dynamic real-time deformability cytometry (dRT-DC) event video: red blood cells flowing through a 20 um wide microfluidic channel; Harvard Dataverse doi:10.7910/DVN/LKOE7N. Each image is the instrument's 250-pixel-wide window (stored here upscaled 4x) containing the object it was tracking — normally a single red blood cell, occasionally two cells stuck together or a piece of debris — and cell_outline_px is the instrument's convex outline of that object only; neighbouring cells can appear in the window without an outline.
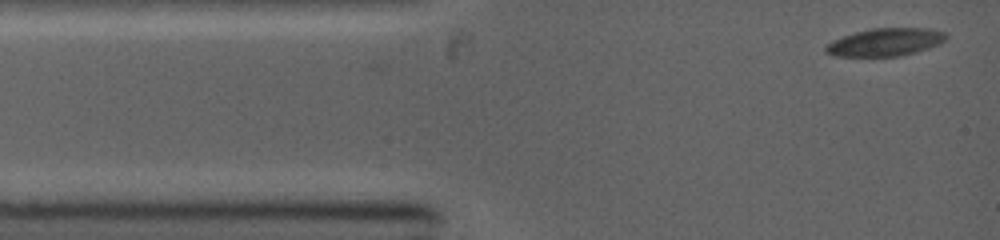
{"species": "common noctule bat (a hibernating species)", "species_latin": "Nyctalus noctula", "temperature_condition": "warm", "stored_images_in_passage": 5, "camera_frame_rate_fps": 5000, "um_per_image_px": 0.085, "animal": {"sex": "female", "body_mass_g": 19.0, "forearm_length_mm": 53.3}, "frame": {"image": 1, "passage_image": 1, "time_ms": 0.0, "image_size_px": [1000, 240], "cell_outline_px": [[948, 36], [944, 40], [928, 48], [916, 52], [900, 56], [836, 56], [824, 52], [824, 48], [832, 40], [856, 32], [872, 28], [932, 28], [944, 32]], "centroid_in_image_um": [75.24, 3.58], "position_along_channel_um": 9.8, "area_um2": 19.36}}
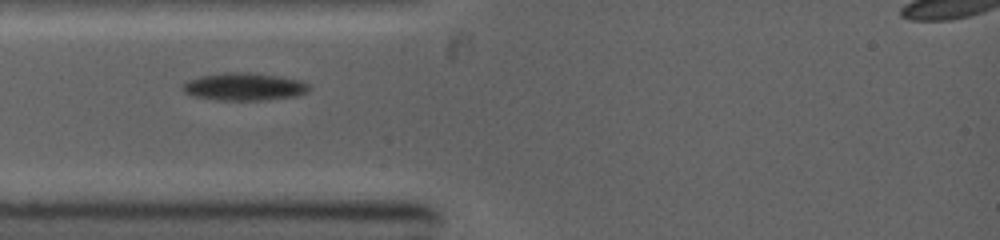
{"frame": {"image": 2, "passage_image": 4, "time_ms": 2.4, "image_size_px": [1000, 240], "cell_outline_px": [[312, 88], [308, 92], [296, 96], [264, 100], [216, 100], [192, 96], [184, 92], [180, 88], [180, 84], [188, 80], [200, 76], [224, 72], [248, 72], [280, 76], [300, 80], [308, 84]], "centroid_in_image_um": [20.73, 7.37], "position_along_channel_um": 64.3, "area_um2": 20.69}}